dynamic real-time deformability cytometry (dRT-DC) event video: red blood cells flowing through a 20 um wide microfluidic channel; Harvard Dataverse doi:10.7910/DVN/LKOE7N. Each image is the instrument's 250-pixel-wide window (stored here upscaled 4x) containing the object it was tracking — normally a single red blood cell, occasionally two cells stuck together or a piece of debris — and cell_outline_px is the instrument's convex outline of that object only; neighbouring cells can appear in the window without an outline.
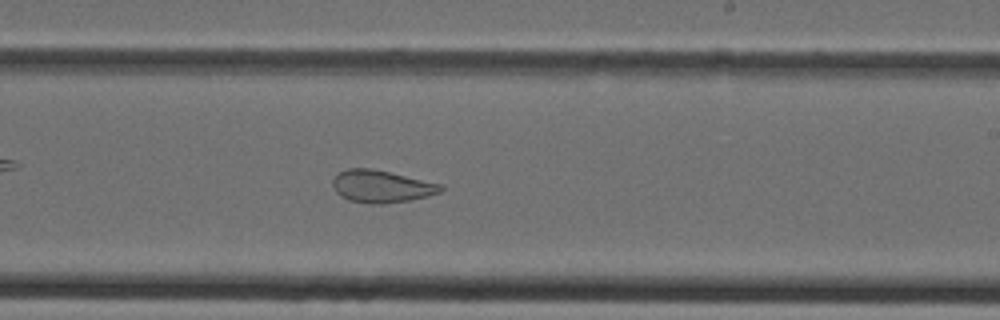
{"species": "Egyptian fruit bat (a non-hibernating species)", "species_latin": "Rousettus aegyptiacus", "temperature_condition": "cold", "stored_images_in_passage": 39, "camera_frame_rate_fps": 3000, "um_per_image_px": 0.085, "animal": {"sex": "female"}, "frame": {"image": 1, "passage_image": 23, "time_ms": 7.333, "image_size_px": [1000, 320], "cell_outline_px": [[444, 188], [440, 192], [428, 196], [408, 200], [380, 204], [372, 204], [348, 200], [340, 196], [332, 188], [332, 180], [340, 172], [348, 168], [372, 168], [444, 184]], "centroid_in_image_um": [32.42, 15.84], "position_along_channel_um": 256.6, "area_um2": 20.46}}